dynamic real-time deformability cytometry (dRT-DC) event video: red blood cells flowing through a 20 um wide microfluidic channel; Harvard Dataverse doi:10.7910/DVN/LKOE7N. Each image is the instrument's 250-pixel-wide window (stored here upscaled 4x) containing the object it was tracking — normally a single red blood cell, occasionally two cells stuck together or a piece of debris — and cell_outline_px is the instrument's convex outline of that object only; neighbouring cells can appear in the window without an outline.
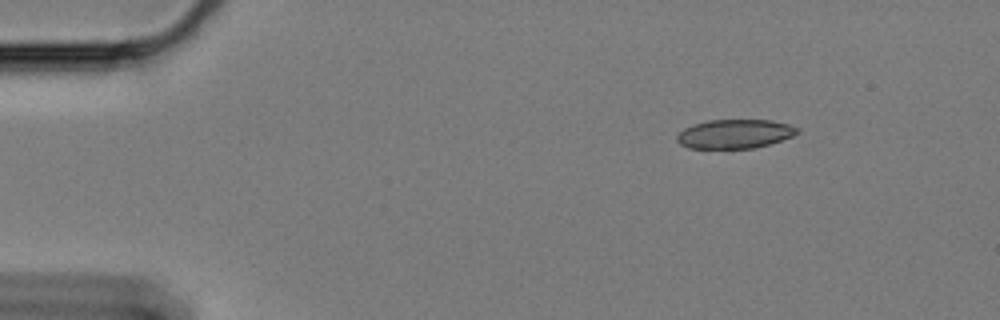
{"species": "Egyptian fruit bat (a non-hibernating species)", "species_latin": "Rousettus aegyptiacus", "temperature_condition": "cold", "stored_images_in_passage": 19, "camera_frame_rate_fps": 3000, "um_per_image_px": 0.085, "animal": {"sex": "female"}, "frame": {"image": 1, "passage_image": 1, "time_ms": 0.0, "image_size_px": [1000, 320], "cell_outline_px": [[800, 132], [792, 136], [768, 144], [752, 148], [688, 148], [680, 144], [676, 140], [676, 136], [684, 128], [692, 124], [708, 120], [772, 120], [788, 124], [800, 128]], "centroid_in_image_um": [62.44, 11.37], "position_along_channel_um": 22.6, "area_um2": 20.35}}
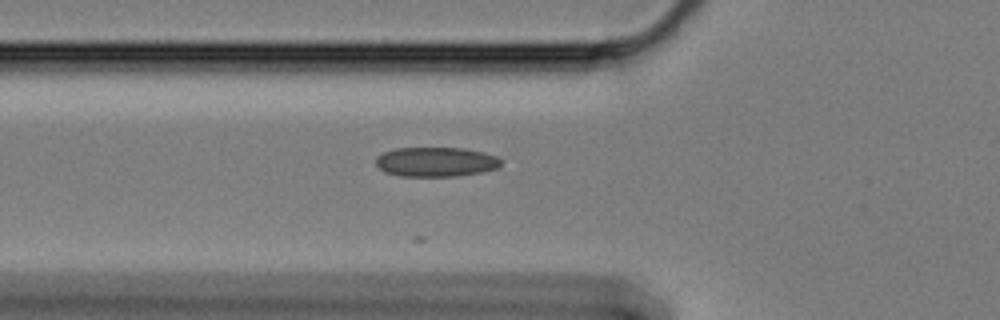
{"frame": {"image": 2, "passage_image": 14, "time_ms": 4.333, "image_size_px": [1000, 320], "cell_outline_px": [[504, 160], [496, 168], [480, 172], [456, 176], [400, 176], [384, 172], [376, 164], [376, 156], [384, 152], [396, 148], [464, 148], [484, 152], [496, 156]], "centroid_in_image_um": [37.05, 13.75], "position_along_channel_um": 88.8, "area_um2": 21.56}}
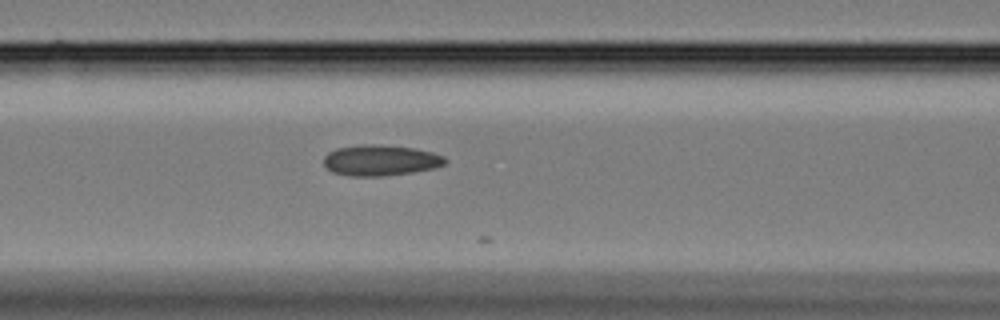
{"frame": {"image": 3, "passage_image": 18, "time_ms": 5.667, "image_size_px": [1000, 320], "cell_outline_px": [[448, 160], [444, 164], [436, 168], [412, 172], [384, 176], [352, 176], [332, 172], [324, 164], [324, 156], [328, 152], [336, 148], [360, 144], [372, 144], [412, 148], [432, 152], [444, 156]], "centroid_in_image_um": [32.34, 13.63], "position_along_channel_um": 134.3, "area_um2": 21.79}}